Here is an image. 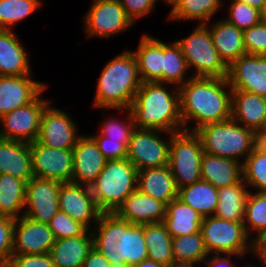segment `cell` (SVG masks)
<instances>
[{
    "mask_svg": "<svg viewBox=\"0 0 266 267\" xmlns=\"http://www.w3.org/2000/svg\"><path fill=\"white\" fill-rule=\"evenodd\" d=\"M179 94L186 131L195 132L204 125L222 122L232 116V88L227 77H192L179 87ZM190 120L196 121L192 129L186 127Z\"/></svg>",
    "mask_w": 266,
    "mask_h": 267,
    "instance_id": "6da1fadb",
    "label": "cell"
},
{
    "mask_svg": "<svg viewBox=\"0 0 266 267\" xmlns=\"http://www.w3.org/2000/svg\"><path fill=\"white\" fill-rule=\"evenodd\" d=\"M95 226L93 247L114 267H132L148 258L144 225L131 224L116 213H102Z\"/></svg>",
    "mask_w": 266,
    "mask_h": 267,
    "instance_id": "7a4b0ae2",
    "label": "cell"
},
{
    "mask_svg": "<svg viewBox=\"0 0 266 267\" xmlns=\"http://www.w3.org/2000/svg\"><path fill=\"white\" fill-rule=\"evenodd\" d=\"M164 85L142 82L130 107L136 128L156 129L167 134L184 130L179 87L169 92Z\"/></svg>",
    "mask_w": 266,
    "mask_h": 267,
    "instance_id": "3957f363",
    "label": "cell"
},
{
    "mask_svg": "<svg viewBox=\"0 0 266 267\" xmlns=\"http://www.w3.org/2000/svg\"><path fill=\"white\" fill-rule=\"evenodd\" d=\"M142 81L132 51H124L105 65L97 83L94 106L106 109H130Z\"/></svg>",
    "mask_w": 266,
    "mask_h": 267,
    "instance_id": "277c9868",
    "label": "cell"
},
{
    "mask_svg": "<svg viewBox=\"0 0 266 267\" xmlns=\"http://www.w3.org/2000/svg\"><path fill=\"white\" fill-rule=\"evenodd\" d=\"M195 133L199 136L204 152L234 159L242 164L257 146V134L232 118L204 125Z\"/></svg>",
    "mask_w": 266,
    "mask_h": 267,
    "instance_id": "5b68a950",
    "label": "cell"
},
{
    "mask_svg": "<svg viewBox=\"0 0 266 267\" xmlns=\"http://www.w3.org/2000/svg\"><path fill=\"white\" fill-rule=\"evenodd\" d=\"M138 170L127 158L107 160L104 169L90 186L102 213H115L124 200L137 190Z\"/></svg>",
    "mask_w": 266,
    "mask_h": 267,
    "instance_id": "8992f818",
    "label": "cell"
},
{
    "mask_svg": "<svg viewBox=\"0 0 266 267\" xmlns=\"http://www.w3.org/2000/svg\"><path fill=\"white\" fill-rule=\"evenodd\" d=\"M201 233L208 254L244 256L251 250L256 257L260 255V248L246 233L243 222L230 221L214 215L203 217Z\"/></svg>",
    "mask_w": 266,
    "mask_h": 267,
    "instance_id": "52a82bcc",
    "label": "cell"
},
{
    "mask_svg": "<svg viewBox=\"0 0 266 267\" xmlns=\"http://www.w3.org/2000/svg\"><path fill=\"white\" fill-rule=\"evenodd\" d=\"M208 24H199L184 39L176 41L187 61L189 69L195 67L192 77L225 78L228 75V65L216 50Z\"/></svg>",
    "mask_w": 266,
    "mask_h": 267,
    "instance_id": "ba28073f",
    "label": "cell"
},
{
    "mask_svg": "<svg viewBox=\"0 0 266 267\" xmlns=\"http://www.w3.org/2000/svg\"><path fill=\"white\" fill-rule=\"evenodd\" d=\"M203 154L201 140L195 132L183 130L170 136L168 165L178 189L202 180Z\"/></svg>",
    "mask_w": 266,
    "mask_h": 267,
    "instance_id": "9c48e42d",
    "label": "cell"
},
{
    "mask_svg": "<svg viewBox=\"0 0 266 267\" xmlns=\"http://www.w3.org/2000/svg\"><path fill=\"white\" fill-rule=\"evenodd\" d=\"M156 129L135 128L127 147L126 158L138 171L145 168L163 167L169 164V141H165ZM169 142V143H168Z\"/></svg>",
    "mask_w": 266,
    "mask_h": 267,
    "instance_id": "30bf717a",
    "label": "cell"
},
{
    "mask_svg": "<svg viewBox=\"0 0 266 267\" xmlns=\"http://www.w3.org/2000/svg\"><path fill=\"white\" fill-rule=\"evenodd\" d=\"M41 93L29 104L16 108L0 117L4 127L0 129V138L18 140L27 143L34 142L39 134L41 117L45 107L50 103L42 99Z\"/></svg>",
    "mask_w": 266,
    "mask_h": 267,
    "instance_id": "8fae6325",
    "label": "cell"
},
{
    "mask_svg": "<svg viewBox=\"0 0 266 267\" xmlns=\"http://www.w3.org/2000/svg\"><path fill=\"white\" fill-rule=\"evenodd\" d=\"M85 18L88 37H111L133 26L119 0H94Z\"/></svg>",
    "mask_w": 266,
    "mask_h": 267,
    "instance_id": "7c38bea8",
    "label": "cell"
},
{
    "mask_svg": "<svg viewBox=\"0 0 266 267\" xmlns=\"http://www.w3.org/2000/svg\"><path fill=\"white\" fill-rule=\"evenodd\" d=\"M34 177L72 182L73 149L50 148L38 141L30 143Z\"/></svg>",
    "mask_w": 266,
    "mask_h": 267,
    "instance_id": "4fadbf2b",
    "label": "cell"
},
{
    "mask_svg": "<svg viewBox=\"0 0 266 267\" xmlns=\"http://www.w3.org/2000/svg\"><path fill=\"white\" fill-rule=\"evenodd\" d=\"M61 183L54 179L33 177L26 184L25 207L21 214L35 222L48 224L59 210L58 193Z\"/></svg>",
    "mask_w": 266,
    "mask_h": 267,
    "instance_id": "5bb4252c",
    "label": "cell"
},
{
    "mask_svg": "<svg viewBox=\"0 0 266 267\" xmlns=\"http://www.w3.org/2000/svg\"><path fill=\"white\" fill-rule=\"evenodd\" d=\"M58 204L60 211L80 222L88 230H91L90 226L95 225L102 214L96 205L91 187L87 185L73 182L61 183Z\"/></svg>",
    "mask_w": 266,
    "mask_h": 267,
    "instance_id": "9a60e30c",
    "label": "cell"
},
{
    "mask_svg": "<svg viewBox=\"0 0 266 267\" xmlns=\"http://www.w3.org/2000/svg\"><path fill=\"white\" fill-rule=\"evenodd\" d=\"M76 126L74 120L66 112L50 107L49 103L42 113L36 141L50 148L73 149L82 136L77 134Z\"/></svg>",
    "mask_w": 266,
    "mask_h": 267,
    "instance_id": "2e32d148",
    "label": "cell"
},
{
    "mask_svg": "<svg viewBox=\"0 0 266 267\" xmlns=\"http://www.w3.org/2000/svg\"><path fill=\"white\" fill-rule=\"evenodd\" d=\"M227 80L232 90H242L266 98V55L245 54L228 66Z\"/></svg>",
    "mask_w": 266,
    "mask_h": 267,
    "instance_id": "e0dca14e",
    "label": "cell"
},
{
    "mask_svg": "<svg viewBox=\"0 0 266 267\" xmlns=\"http://www.w3.org/2000/svg\"><path fill=\"white\" fill-rule=\"evenodd\" d=\"M55 237L46 223H39L23 215L15 219L13 255L49 253Z\"/></svg>",
    "mask_w": 266,
    "mask_h": 267,
    "instance_id": "ac0fdd59",
    "label": "cell"
},
{
    "mask_svg": "<svg viewBox=\"0 0 266 267\" xmlns=\"http://www.w3.org/2000/svg\"><path fill=\"white\" fill-rule=\"evenodd\" d=\"M47 87L30 75H0V117L31 103Z\"/></svg>",
    "mask_w": 266,
    "mask_h": 267,
    "instance_id": "d6986e66",
    "label": "cell"
},
{
    "mask_svg": "<svg viewBox=\"0 0 266 267\" xmlns=\"http://www.w3.org/2000/svg\"><path fill=\"white\" fill-rule=\"evenodd\" d=\"M107 159L90 136L82 135L73 148L72 182L91 186L104 169Z\"/></svg>",
    "mask_w": 266,
    "mask_h": 267,
    "instance_id": "ffe728a7",
    "label": "cell"
},
{
    "mask_svg": "<svg viewBox=\"0 0 266 267\" xmlns=\"http://www.w3.org/2000/svg\"><path fill=\"white\" fill-rule=\"evenodd\" d=\"M115 213L131 224L162 223L166 215V204L137 189L124 200Z\"/></svg>",
    "mask_w": 266,
    "mask_h": 267,
    "instance_id": "44dd1931",
    "label": "cell"
},
{
    "mask_svg": "<svg viewBox=\"0 0 266 267\" xmlns=\"http://www.w3.org/2000/svg\"><path fill=\"white\" fill-rule=\"evenodd\" d=\"M231 118L256 134L266 128V98L255 93L232 90Z\"/></svg>",
    "mask_w": 266,
    "mask_h": 267,
    "instance_id": "7402d4cb",
    "label": "cell"
},
{
    "mask_svg": "<svg viewBox=\"0 0 266 267\" xmlns=\"http://www.w3.org/2000/svg\"><path fill=\"white\" fill-rule=\"evenodd\" d=\"M0 174H9L27 183L34 177L30 143L0 138Z\"/></svg>",
    "mask_w": 266,
    "mask_h": 267,
    "instance_id": "603a6c76",
    "label": "cell"
},
{
    "mask_svg": "<svg viewBox=\"0 0 266 267\" xmlns=\"http://www.w3.org/2000/svg\"><path fill=\"white\" fill-rule=\"evenodd\" d=\"M137 189L166 205L178 197V188L169 165L138 171Z\"/></svg>",
    "mask_w": 266,
    "mask_h": 267,
    "instance_id": "cb8c5ba5",
    "label": "cell"
},
{
    "mask_svg": "<svg viewBox=\"0 0 266 267\" xmlns=\"http://www.w3.org/2000/svg\"><path fill=\"white\" fill-rule=\"evenodd\" d=\"M93 248V235L88 229L80 236L55 239L49 255L56 267H82Z\"/></svg>",
    "mask_w": 266,
    "mask_h": 267,
    "instance_id": "d4e9b609",
    "label": "cell"
},
{
    "mask_svg": "<svg viewBox=\"0 0 266 267\" xmlns=\"http://www.w3.org/2000/svg\"><path fill=\"white\" fill-rule=\"evenodd\" d=\"M201 177L215 188L227 187L243 179L242 162L204 152L201 159Z\"/></svg>",
    "mask_w": 266,
    "mask_h": 267,
    "instance_id": "484cf974",
    "label": "cell"
},
{
    "mask_svg": "<svg viewBox=\"0 0 266 267\" xmlns=\"http://www.w3.org/2000/svg\"><path fill=\"white\" fill-rule=\"evenodd\" d=\"M27 52L11 30L0 29V75H31Z\"/></svg>",
    "mask_w": 266,
    "mask_h": 267,
    "instance_id": "4316f807",
    "label": "cell"
},
{
    "mask_svg": "<svg viewBox=\"0 0 266 267\" xmlns=\"http://www.w3.org/2000/svg\"><path fill=\"white\" fill-rule=\"evenodd\" d=\"M132 52L137 60L141 81L162 83L163 42L145 34L137 50Z\"/></svg>",
    "mask_w": 266,
    "mask_h": 267,
    "instance_id": "83f0119b",
    "label": "cell"
},
{
    "mask_svg": "<svg viewBox=\"0 0 266 267\" xmlns=\"http://www.w3.org/2000/svg\"><path fill=\"white\" fill-rule=\"evenodd\" d=\"M213 44L220 57L229 66L234 60L246 54L243 44V30L225 19L210 25Z\"/></svg>",
    "mask_w": 266,
    "mask_h": 267,
    "instance_id": "f1b7e54d",
    "label": "cell"
},
{
    "mask_svg": "<svg viewBox=\"0 0 266 267\" xmlns=\"http://www.w3.org/2000/svg\"><path fill=\"white\" fill-rule=\"evenodd\" d=\"M203 216L178 198L166 205L163 224L170 235L175 238L201 231Z\"/></svg>",
    "mask_w": 266,
    "mask_h": 267,
    "instance_id": "f546056e",
    "label": "cell"
},
{
    "mask_svg": "<svg viewBox=\"0 0 266 267\" xmlns=\"http://www.w3.org/2000/svg\"><path fill=\"white\" fill-rule=\"evenodd\" d=\"M247 185L243 179L227 187L218 189V204L214 216L235 221L243 222L247 197L250 190L246 189Z\"/></svg>",
    "mask_w": 266,
    "mask_h": 267,
    "instance_id": "4dcf8cb0",
    "label": "cell"
},
{
    "mask_svg": "<svg viewBox=\"0 0 266 267\" xmlns=\"http://www.w3.org/2000/svg\"><path fill=\"white\" fill-rule=\"evenodd\" d=\"M203 217L213 216L218 204V189L211 183L200 180L178 189V197Z\"/></svg>",
    "mask_w": 266,
    "mask_h": 267,
    "instance_id": "1f68e13d",
    "label": "cell"
},
{
    "mask_svg": "<svg viewBox=\"0 0 266 267\" xmlns=\"http://www.w3.org/2000/svg\"><path fill=\"white\" fill-rule=\"evenodd\" d=\"M27 182L9 174H0V216L21 217L25 207Z\"/></svg>",
    "mask_w": 266,
    "mask_h": 267,
    "instance_id": "d6a6232c",
    "label": "cell"
},
{
    "mask_svg": "<svg viewBox=\"0 0 266 267\" xmlns=\"http://www.w3.org/2000/svg\"><path fill=\"white\" fill-rule=\"evenodd\" d=\"M244 227L250 237L255 231L253 242L261 249L266 243V192L249 193L244 212ZM248 223V224H247ZM251 230V231H250Z\"/></svg>",
    "mask_w": 266,
    "mask_h": 267,
    "instance_id": "836d02e7",
    "label": "cell"
},
{
    "mask_svg": "<svg viewBox=\"0 0 266 267\" xmlns=\"http://www.w3.org/2000/svg\"><path fill=\"white\" fill-rule=\"evenodd\" d=\"M172 238L163 223L144 224V241L148 258L166 267L174 262Z\"/></svg>",
    "mask_w": 266,
    "mask_h": 267,
    "instance_id": "e575fe53",
    "label": "cell"
},
{
    "mask_svg": "<svg viewBox=\"0 0 266 267\" xmlns=\"http://www.w3.org/2000/svg\"><path fill=\"white\" fill-rule=\"evenodd\" d=\"M222 0H179L170 10L173 20H199V24H209V20L219 11Z\"/></svg>",
    "mask_w": 266,
    "mask_h": 267,
    "instance_id": "d590c367",
    "label": "cell"
},
{
    "mask_svg": "<svg viewBox=\"0 0 266 267\" xmlns=\"http://www.w3.org/2000/svg\"><path fill=\"white\" fill-rule=\"evenodd\" d=\"M189 70L180 45L174 41L171 45L163 42L162 83L180 87L191 77H186Z\"/></svg>",
    "mask_w": 266,
    "mask_h": 267,
    "instance_id": "8d00e7d4",
    "label": "cell"
},
{
    "mask_svg": "<svg viewBox=\"0 0 266 267\" xmlns=\"http://www.w3.org/2000/svg\"><path fill=\"white\" fill-rule=\"evenodd\" d=\"M174 262L199 264L208 258L201 231L172 238Z\"/></svg>",
    "mask_w": 266,
    "mask_h": 267,
    "instance_id": "74e56055",
    "label": "cell"
},
{
    "mask_svg": "<svg viewBox=\"0 0 266 267\" xmlns=\"http://www.w3.org/2000/svg\"><path fill=\"white\" fill-rule=\"evenodd\" d=\"M243 182L256 192H266V154L257 146L242 164Z\"/></svg>",
    "mask_w": 266,
    "mask_h": 267,
    "instance_id": "f35d334b",
    "label": "cell"
},
{
    "mask_svg": "<svg viewBox=\"0 0 266 267\" xmlns=\"http://www.w3.org/2000/svg\"><path fill=\"white\" fill-rule=\"evenodd\" d=\"M41 6L39 0H0V29L11 30Z\"/></svg>",
    "mask_w": 266,
    "mask_h": 267,
    "instance_id": "ab89813d",
    "label": "cell"
},
{
    "mask_svg": "<svg viewBox=\"0 0 266 267\" xmlns=\"http://www.w3.org/2000/svg\"><path fill=\"white\" fill-rule=\"evenodd\" d=\"M123 110L127 114V124L125 122L118 120H106L102 123L101 126V135L109 138V140L122 142L126 147H128L129 141L133 130L136 128L133 120V115L130 109H118Z\"/></svg>",
    "mask_w": 266,
    "mask_h": 267,
    "instance_id": "60d3db41",
    "label": "cell"
},
{
    "mask_svg": "<svg viewBox=\"0 0 266 267\" xmlns=\"http://www.w3.org/2000/svg\"><path fill=\"white\" fill-rule=\"evenodd\" d=\"M229 17L225 20L241 30L249 29L261 21L260 11L242 2L231 0Z\"/></svg>",
    "mask_w": 266,
    "mask_h": 267,
    "instance_id": "b9f144b4",
    "label": "cell"
},
{
    "mask_svg": "<svg viewBox=\"0 0 266 267\" xmlns=\"http://www.w3.org/2000/svg\"><path fill=\"white\" fill-rule=\"evenodd\" d=\"M48 225L55 239L80 236L87 230L80 222L73 220L69 215L60 210H58Z\"/></svg>",
    "mask_w": 266,
    "mask_h": 267,
    "instance_id": "7bdbcfd3",
    "label": "cell"
},
{
    "mask_svg": "<svg viewBox=\"0 0 266 267\" xmlns=\"http://www.w3.org/2000/svg\"><path fill=\"white\" fill-rule=\"evenodd\" d=\"M243 44L246 54L266 55V24L260 21L243 30Z\"/></svg>",
    "mask_w": 266,
    "mask_h": 267,
    "instance_id": "ee69618b",
    "label": "cell"
},
{
    "mask_svg": "<svg viewBox=\"0 0 266 267\" xmlns=\"http://www.w3.org/2000/svg\"><path fill=\"white\" fill-rule=\"evenodd\" d=\"M14 223V218L0 216V267L13 255Z\"/></svg>",
    "mask_w": 266,
    "mask_h": 267,
    "instance_id": "f6af8a7d",
    "label": "cell"
},
{
    "mask_svg": "<svg viewBox=\"0 0 266 267\" xmlns=\"http://www.w3.org/2000/svg\"><path fill=\"white\" fill-rule=\"evenodd\" d=\"M3 267H56L49 253L12 255Z\"/></svg>",
    "mask_w": 266,
    "mask_h": 267,
    "instance_id": "bcb514c9",
    "label": "cell"
},
{
    "mask_svg": "<svg viewBox=\"0 0 266 267\" xmlns=\"http://www.w3.org/2000/svg\"><path fill=\"white\" fill-rule=\"evenodd\" d=\"M90 137L95 141L98 149L107 160H119L126 158L127 147L122 142L109 140V138L104 137L101 134Z\"/></svg>",
    "mask_w": 266,
    "mask_h": 267,
    "instance_id": "7dc6e473",
    "label": "cell"
},
{
    "mask_svg": "<svg viewBox=\"0 0 266 267\" xmlns=\"http://www.w3.org/2000/svg\"><path fill=\"white\" fill-rule=\"evenodd\" d=\"M126 14L134 23L154 9L157 0H119Z\"/></svg>",
    "mask_w": 266,
    "mask_h": 267,
    "instance_id": "c3c4849f",
    "label": "cell"
},
{
    "mask_svg": "<svg viewBox=\"0 0 266 267\" xmlns=\"http://www.w3.org/2000/svg\"><path fill=\"white\" fill-rule=\"evenodd\" d=\"M82 267H114L97 249L94 247L88 253Z\"/></svg>",
    "mask_w": 266,
    "mask_h": 267,
    "instance_id": "681fc988",
    "label": "cell"
},
{
    "mask_svg": "<svg viewBox=\"0 0 266 267\" xmlns=\"http://www.w3.org/2000/svg\"><path fill=\"white\" fill-rule=\"evenodd\" d=\"M222 255V256H221ZM211 256V257H209ZM224 256V257H223ZM228 256V257H227ZM231 256L244 257L242 255H232V254H208L210 259H205V264L207 267H236L231 261ZM230 258V259H229Z\"/></svg>",
    "mask_w": 266,
    "mask_h": 267,
    "instance_id": "f907efd6",
    "label": "cell"
},
{
    "mask_svg": "<svg viewBox=\"0 0 266 267\" xmlns=\"http://www.w3.org/2000/svg\"><path fill=\"white\" fill-rule=\"evenodd\" d=\"M245 3L247 5H250L252 8L257 9L258 11H262L264 5L266 4V0H233Z\"/></svg>",
    "mask_w": 266,
    "mask_h": 267,
    "instance_id": "816d5d0a",
    "label": "cell"
},
{
    "mask_svg": "<svg viewBox=\"0 0 266 267\" xmlns=\"http://www.w3.org/2000/svg\"><path fill=\"white\" fill-rule=\"evenodd\" d=\"M132 267H166V266L156 261H153L152 259L147 258Z\"/></svg>",
    "mask_w": 266,
    "mask_h": 267,
    "instance_id": "f5cc1de1",
    "label": "cell"
},
{
    "mask_svg": "<svg viewBox=\"0 0 266 267\" xmlns=\"http://www.w3.org/2000/svg\"><path fill=\"white\" fill-rule=\"evenodd\" d=\"M257 147L266 154V136L263 133L257 134Z\"/></svg>",
    "mask_w": 266,
    "mask_h": 267,
    "instance_id": "db71d44e",
    "label": "cell"
},
{
    "mask_svg": "<svg viewBox=\"0 0 266 267\" xmlns=\"http://www.w3.org/2000/svg\"><path fill=\"white\" fill-rule=\"evenodd\" d=\"M167 267H195V265L194 263L173 262L170 263Z\"/></svg>",
    "mask_w": 266,
    "mask_h": 267,
    "instance_id": "11a10c76",
    "label": "cell"
},
{
    "mask_svg": "<svg viewBox=\"0 0 266 267\" xmlns=\"http://www.w3.org/2000/svg\"><path fill=\"white\" fill-rule=\"evenodd\" d=\"M258 259H260V261L262 262V266L263 267H266V258L264 256H262L261 254L257 256ZM246 267H258V266H255L253 264H248L246 265Z\"/></svg>",
    "mask_w": 266,
    "mask_h": 267,
    "instance_id": "9f6ffc18",
    "label": "cell"
},
{
    "mask_svg": "<svg viewBox=\"0 0 266 267\" xmlns=\"http://www.w3.org/2000/svg\"><path fill=\"white\" fill-rule=\"evenodd\" d=\"M261 22L266 24V4L264 5L262 11L260 12Z\"/></svg>",
    "mask_w": 266,
    "mask_h": 267,
    "instance_id": "6f0895ef",
    "label": "cell"
},
{
    "mask_svg": "<svg viewBox=\"0 0 266 267\" xmlns=\"http://www.w3.org/2000/svg\"><path fill=\"white\" fill-rule=\"evenodd\" d=\"M260 254L266 258V243L264 246L260 249Z\"/></svg>",
    "mask_w": 266,
    "mask_h": 267,
    "instance_id": "680465c9",
    "label": "cell"
},
{
    "mask_svg": "<svg viewBox=\"0 0 266 267\" xmlns=\"http://www.w3.org/2000/svg\"><path fill=\"white\" fill-rule=\"evenodd\" d=\"M158 1V0H157ZM166 3H168V5L169 4H172L171 6H172V8L174 7V5L179 1V0H164Z\"/></svg>",
    "mask_w": 266,
    "mask_h": 267,
    "instance_id": "91938a15",
    "label": "cell"
},
{
    "mask_svg": "<svg viewBox=\"0 0 266 267\" xmlns=\"http://www.w3.org/2000/svg\"><path fill=\"white\" fill-rule=\"evenodd\" d=\"M262 133L266 136V128H265V130Z\"/></svg>",
    "mask_w": 266,
    "mask_h": 267,
    "instance_id": "94428289",
    "label": "cell"
}]
</instances>
